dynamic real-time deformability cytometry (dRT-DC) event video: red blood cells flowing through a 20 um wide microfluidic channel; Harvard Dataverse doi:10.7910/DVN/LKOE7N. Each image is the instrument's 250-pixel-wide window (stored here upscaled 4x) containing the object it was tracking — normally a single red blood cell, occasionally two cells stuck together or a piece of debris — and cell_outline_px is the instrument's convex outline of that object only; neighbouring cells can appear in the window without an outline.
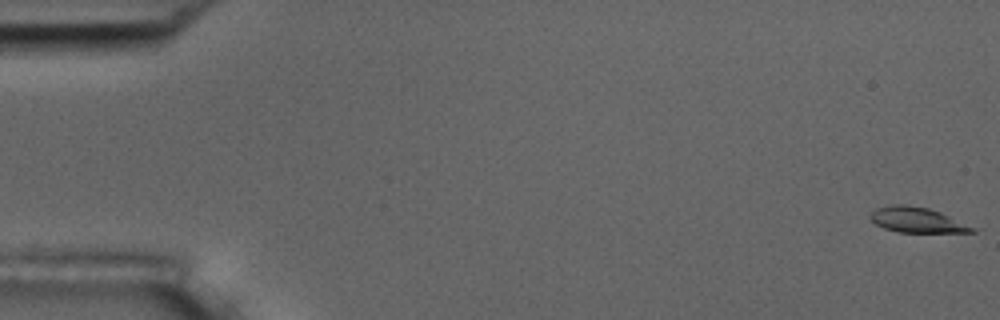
{"species": "common noctule bat (a hibernating species)", "species_latin": "Nyctalus noctula", "temperature_condition": "room temperature", "stored_images_in_passage": 55, "camera_frame_rate_fps": 3000, "um_per_image_px": 0.085, "animal": {"sex": "male", "body_mass_g": 17.5, "forearm_length_mm": 52.3}, "frame": {"image": 1, "passage_image": 1, "time_ms": 0.0, "image_size_px": [1000, 320], "cell_outline_px": [[976, 232], [896, 232], [884, 228], [876, 224], [868, 216], [876, 208], [892, 204], [908, 204], [928, 208], [940, 212], [976, 228]], "centroid_in_image_um": [77.91, 18.69], "position_along_channel_um": 7.1, "area_um2": 14.97}}
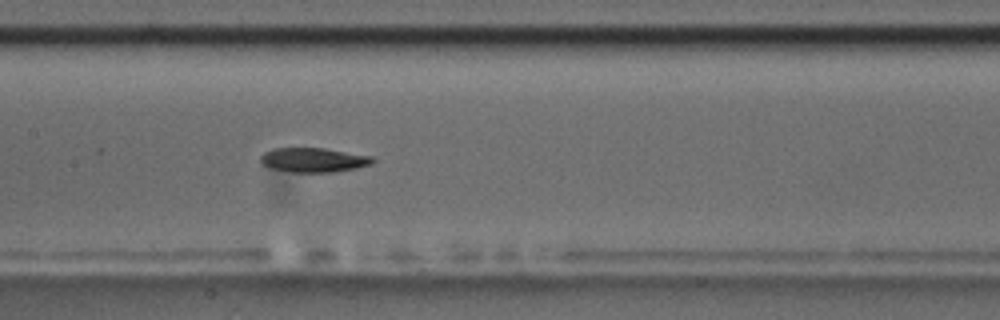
{"frame": {"image": 2, "passage_image": 27, "time_ms": 8.667, "image_size_px": [1000, 320], "cell_outline_px": [[376, 160], [372, 164], [356, 168], [332, 172], [292, 172], [268, 168], [260, 164], [260, 156], [264, 152], [272, 148], [324, 148], [372, 156]], "centroid_in_image_um": [26.61, 13.6], "position_along_channel_um": 180.8, "area_um2": 16.13}}
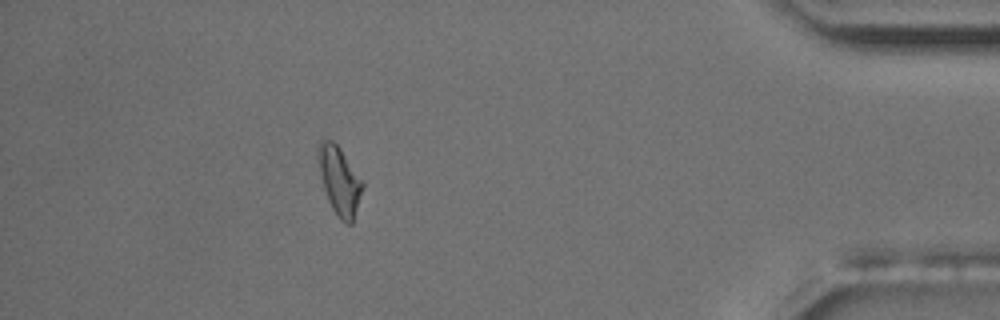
{"frame": {"image": 3, "passage_image": 49, "time_ms": 16.0, "image_size_px": [1000, 320], "cell_outline_px": [[364, 188], [352, 224], [348, 224], [340, 220], [332, 208], [328, 200], [324, 188], [316, 160], [316, 148], [320, 140], [332, 140], [340, 148], [364, 180]], "centroid_in_image_um": [28.85, 15.33], "position_along_channel_um": 406.3, "area_um2": 18.03}, "authors_computed_cell_mechanics": {"area_um2": 16.6464, "velocity_mm_per_s": 3.7397, "shape_relaxation_time_tau1_ms": 6.237, "shape_relaxation_time_tau2_ms": 10.1264, "deformation_change_tau1": 0.1611, "deformation_change_tau2": 0.1988}}